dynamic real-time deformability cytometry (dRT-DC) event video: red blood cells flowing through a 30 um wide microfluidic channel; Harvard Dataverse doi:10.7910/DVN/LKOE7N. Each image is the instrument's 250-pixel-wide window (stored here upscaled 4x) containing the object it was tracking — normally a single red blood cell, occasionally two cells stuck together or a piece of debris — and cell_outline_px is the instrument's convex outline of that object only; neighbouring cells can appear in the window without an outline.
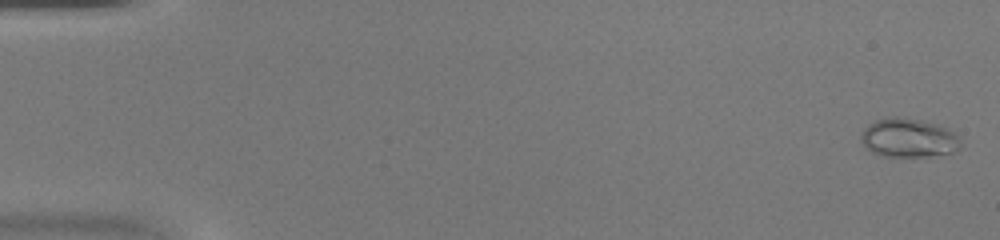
{"species": "common noctule bat (a hibernating species)", "species_latin": "Nyctalus noctula", "temperature_condition": "warm", "stored_images_in_passage": 46, "camera_frame_rate_fps": 3000, "um_per_image_px": 0.085, "animal": {"sex": "female", "body_mass_g": 20.0, "forearm_length_mm": 54.0}, "frame": {"image": 1, "passage_image": 1, "time_ms": 0.0, "image_size_px": [1000, 240], "cell_outline_px": [[960, 148], [956, 152], [928, 156], [880, 156], [872, 152], [860, 140], [860, 136], [864, 128], [868, 124], [876, 120], [892, 116], [896, 116], [924, 120], [948, 128], [960, 140]], "centroid_in_image_um": [77.22, 11.71], "position_along_channel_um": 7.8, "area_um2": 22.66}}
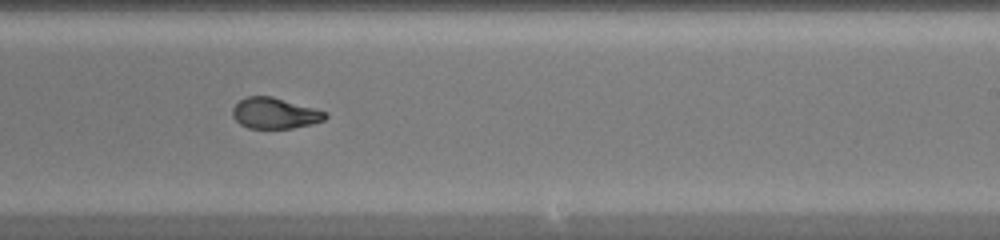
{"frame": {"image": 2, "passage_image": 29, "time_ms": 9.333, "image_size_px": [1000, 240], "cell_outline_px": [[328, 116], [324, 120], [312, 124], [292, 128], [248, 128], [240, 124], [232, 116], [232, 108], [240, 100], [248, 96], [272, 96], [328, 112]], "centroid_in_image_um": [23.36, 9.62], "position_along_channel_um": 265.6, "area_um2": 16.7}}
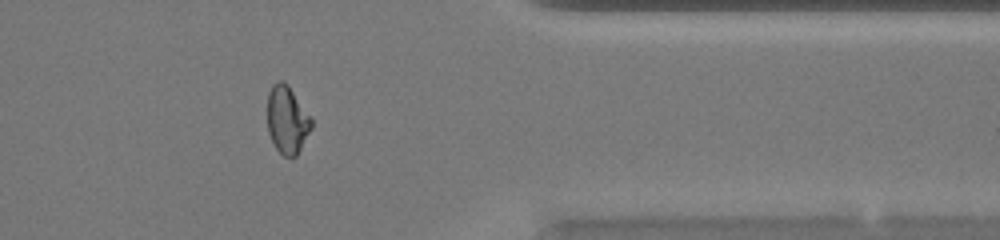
{"frame": {"image": 3, "passage_image": 38, "time_ms": 12.333, "image_size_px": [1000, 240], "cell_outline_px": [[312, 128], [296, 156], [284, 156], [276, 148], [268, 132], [268, 92], [272, 84], [276, 80], [284, 80], [288, 84], [312, 116]], "centroid_in_image_um": [24.42, 10.13], "position_along_channel_um": 387.0, "area_um2": 17.57}}